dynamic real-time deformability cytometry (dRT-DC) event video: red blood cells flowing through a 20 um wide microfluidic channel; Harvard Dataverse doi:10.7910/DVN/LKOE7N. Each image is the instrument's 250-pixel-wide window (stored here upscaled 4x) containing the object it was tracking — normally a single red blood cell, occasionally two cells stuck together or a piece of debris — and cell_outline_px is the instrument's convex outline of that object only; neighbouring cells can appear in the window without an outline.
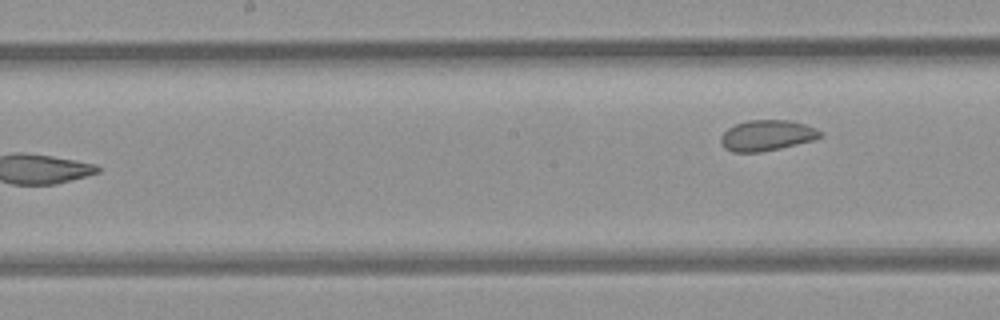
{"species": "common noctule bat (a hibernating species)", "species_latin": "Nyctalus noctula", "temperature_condition": "room temperature", "stored_images_in_passage": 8, "camera_frame_rate_fps": 3000, "um_per_image_px": 0.085, "animal": {"sex": "female", "body_mass_g": 21.9}, "frame": {"image": 1, "passage_image": 8, "time_ms": 9.0, "image_size_px": [1000, 320], "cell_outline_px": [[824, 136], [812, 140], [780, 148], [760, 152], [732, 152], [724, 148], [720, 140], [720, 136], [728, 128], [736, 124], [748, 120], [792, 120], [816, 128], [824, 132]], "centroid_in_image_um": [65.2, 11.5], "position_along_channel_um": 183.0, "area_um2": 17.86}}